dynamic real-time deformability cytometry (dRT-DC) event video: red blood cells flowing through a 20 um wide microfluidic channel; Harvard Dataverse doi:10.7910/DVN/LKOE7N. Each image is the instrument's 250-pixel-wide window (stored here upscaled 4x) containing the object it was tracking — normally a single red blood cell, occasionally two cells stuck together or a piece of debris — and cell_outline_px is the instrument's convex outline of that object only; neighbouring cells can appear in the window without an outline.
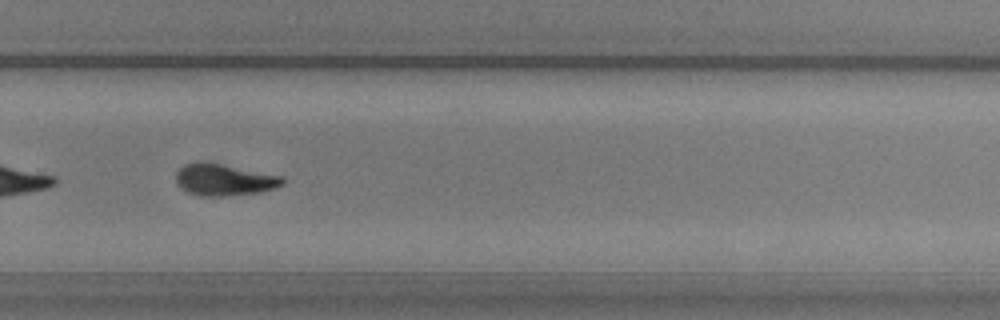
{"species": "common noctule bat (a hibernating species)", "species_latin": "Nyctalus noctula", "temperature_condition": "warm", "stored_images_in_passage": 40, "camera_frame_rate_fps": 3000, "um_per_image_px": 0.085, "animal": {"sex": "male", "body_mass_g": 20.5, "forearm_length_mm": 52.5}, "frame": {"image": 1, "passage_image": 28, "time_ms": 9.0, "image_size_px": [1000, 320], "cell_outline_px": [[284, 184], [260, 192], [224, 196], [200, 196], [188, 192], [180, 188], [176, 184], [176, 172], [184, 164], [196, 160], [200, 160], [284, 176]], "centroid_in_image_um": [19.0, 15.26], "position_along_channel_um": 310.8, "area_um2": 19.88}, "authors_computed_cell_mechanics": {"area_um2": 19.941, "velocity_mm_per_s": 3.6069, "shape_relaxation_time_tau1_ms": 3.4293, "shape_relaxation_time_tau2_ms": 3.3417, "deformation_change_tau1": 0.1547, "deformation_change_tau2": 0.0999}}